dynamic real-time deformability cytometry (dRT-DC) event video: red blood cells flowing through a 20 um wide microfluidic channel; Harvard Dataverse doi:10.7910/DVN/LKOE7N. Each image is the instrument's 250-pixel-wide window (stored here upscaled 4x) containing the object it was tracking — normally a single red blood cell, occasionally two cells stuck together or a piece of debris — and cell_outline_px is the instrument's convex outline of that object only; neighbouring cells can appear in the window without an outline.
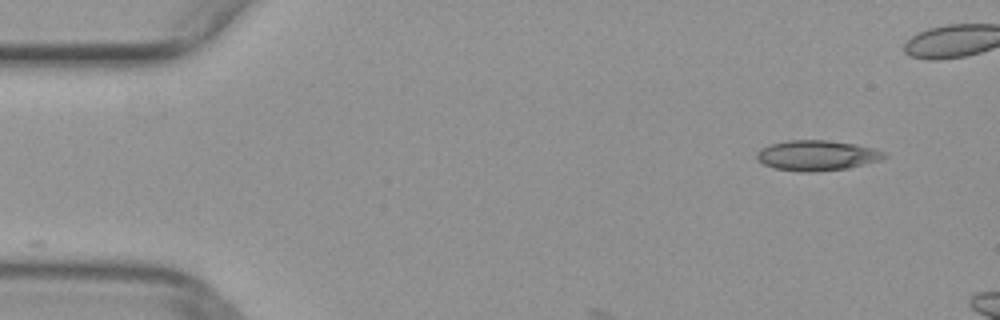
{"species": "common noctule bat (a hibernating species)", "species_latin": "Nyctalus noctula", "temperature_condition": "warm", "stored_images_in_passage": 7, "camera_frame_rate_fps": 3000, "um_per_image_px": 0.085, "animal": {"sex": "female", "body_mass_g": 29.2, "forearm_length_mm": 56.3}, "frame": {"image": 1, "passage_image": 2, "time_ms": 0.333, "image_size_px": [1000, 320], "cell_outline_px": [[888, 156], [880, 160], [848, 168], [808, 172], [800, 172], [776, 168], [764, 164], [756, 160], [756, 156], [760, 148], [772, 144], [788, 140], [824, 140], [856, 144], [872, 148], [884, 152]], "centroid_in_image_um": [69.42, 13.21], "position_along_channel_um": 15.6, "area_um2": 22.31}}